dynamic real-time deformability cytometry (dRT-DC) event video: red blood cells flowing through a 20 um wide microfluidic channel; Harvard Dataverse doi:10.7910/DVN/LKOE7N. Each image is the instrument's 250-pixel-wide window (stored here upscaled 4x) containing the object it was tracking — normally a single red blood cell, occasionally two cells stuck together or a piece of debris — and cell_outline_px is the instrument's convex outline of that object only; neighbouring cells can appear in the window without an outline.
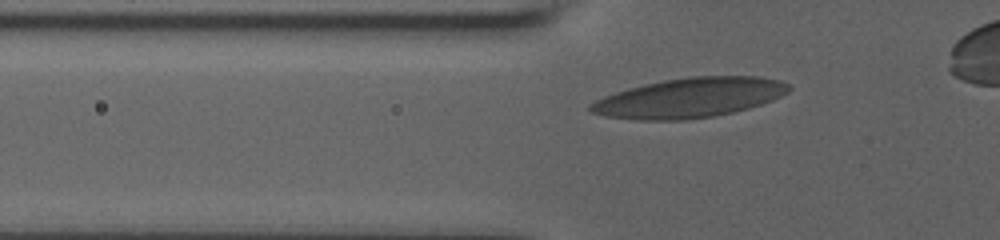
{"species": "human", "species_latin": "Homo sapiens", "temperature_condition": "room temperature", "stored_images_in_passage": 32, "camera_frame_rate_fps": 3000, "um_per_image_px": 0.085, "donor": {"sex": "male"}, "frame": {"image": 1, "passage_image": 3, "time_ms": 0.667, "image_size_px": [1000, 240], "cell_outline_px": [[792, 88], [788, 92], [772, 100], [748, 108], [732, 112], [712, 116], [684, 120], [636, 120], [604, 116], [592, 112], [588, 108], [588, 104], [604, 96], [628, 88], [644, 84], [664, 80], [688, 76], [760, 76], [780, 80], [788, 84]], "centroid_in_image_um": [58.6, 8.3], "position_along_channel_um": 67.2, "area_um2": 45.89}}
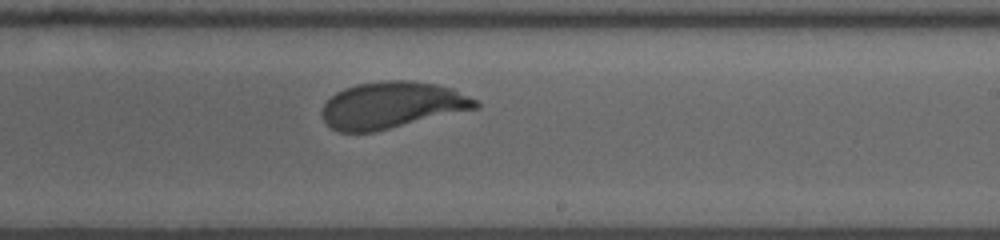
{"frame": {"image": 2, "passage_image": 19, "time_ms": 6.0, "image_size_px": [1000, 240], "cell_outline_px": [[480, 104], [476, 108], [372, 132], [340, 132], [332, 128], [324, 120], [320, 112], [324, 104], [336, 92], [344, 88], [356, 84], [380, 80], [412, 80], [436, 84], [452, 88], [476, 100]], "centroid_in_image_um": [33.27, 8.92], "position_along_channel_um": 255.7, "area_um2": 41.38}}
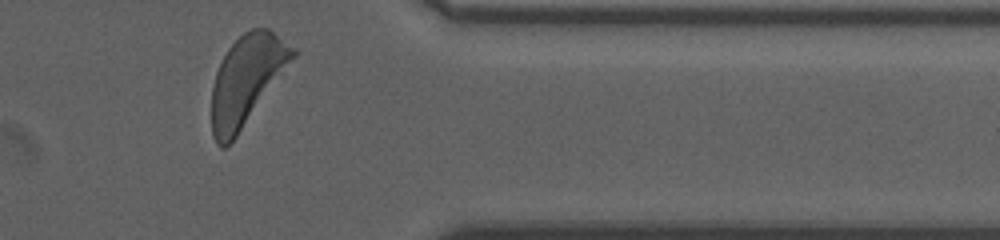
{"frame": {"image": 3, "passage_image": 31, "time_ms": 10.0, "image_size_px": [1000, 240], "cell_outline_px": [[296, 56], [236, 136], [224, 148], [220, 148], [216, 144], [212, 136], [212, 88], [216, 72], [228, 48], [244, 32], [252, 28], [268, 28], [296, 48]], "centroid_in_image_um": [20.96, 6.79], "position_along_channel_um": 390.4, "area_um2": 41.67}, "authors_computed_cell_mechanics": {"area_um2": 42.0784, "velocity_mm_per_s": 3.6173, "shape_relaxation_time_tau1_ms": 3.4809, "shape_relaxation_time_tau2_ms": null, "deformation_change_tau1": 0.166, "deformation_change_tau2": null}}